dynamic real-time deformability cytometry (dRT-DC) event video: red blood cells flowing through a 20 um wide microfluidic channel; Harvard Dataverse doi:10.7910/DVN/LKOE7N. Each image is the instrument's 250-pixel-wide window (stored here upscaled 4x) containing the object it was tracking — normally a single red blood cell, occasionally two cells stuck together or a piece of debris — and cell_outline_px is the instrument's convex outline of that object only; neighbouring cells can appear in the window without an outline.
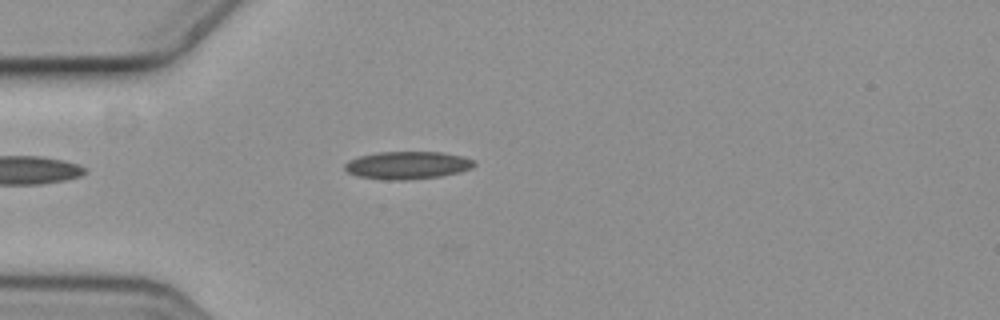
{"species": "common noctule bat (a hibernating species)", "species_latin": "Nyctalus noctula", "temperature_condition": "cold", "stored_images_in_passage": 3, "camera_frame_rate_fps": 3000, "um_per_image_px": 0.085, "animal": {"sex": "female", "body_mass_g": 19.3, "forearm_length_mm": 54.1}, "frame": {"image": 1, "passage_image": 2, "time_ms": 0.333, "image_size_px": [1000, 320], "cell_outline_px": [[476, 164], [472, 168], [460, 172], [440, 176], [404, 180], [384, 180], [356, 176], [348, 172], [344, 168], [344, 164], [348, 160], [360, 156], [376, 152], [444, 152], [464, 156], [476, 160]], "centroid_in_image_um": [34.65, 14.04], "position_along_channel_um": 50.4, "area_um2": 21.15}}